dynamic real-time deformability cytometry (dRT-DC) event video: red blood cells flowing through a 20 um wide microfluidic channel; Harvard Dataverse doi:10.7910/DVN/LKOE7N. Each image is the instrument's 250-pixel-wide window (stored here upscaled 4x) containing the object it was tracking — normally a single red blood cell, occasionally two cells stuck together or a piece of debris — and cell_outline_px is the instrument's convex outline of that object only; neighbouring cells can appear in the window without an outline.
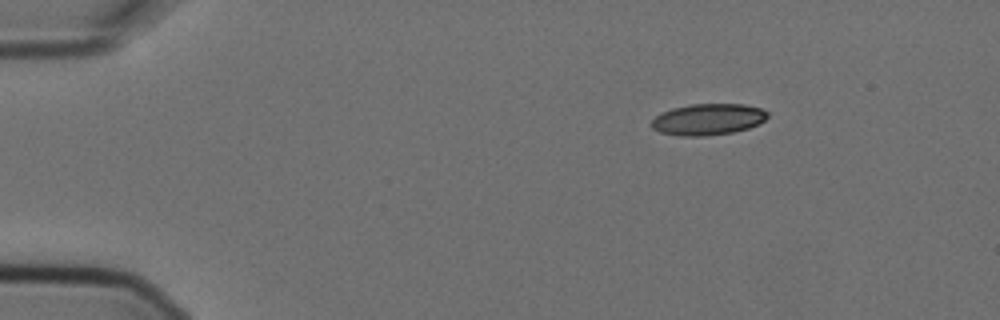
{"species": "Egyptian fruit bat (a non-hibernating species)", "species_latin": "Rousettus aegyptiacus", "temperature_condition": "cold", "stored_images_in_passage": 3, "camera_frame_rate_fps": 3000, "um_per_image_px": 0.085, "animal": {"sex": "female"}, "frame": {"image": 1, "passage_image": 1, "time_ms": 0.0, "image_size_px": [1000, 320], "cell_outline_px": [[768, 116], [760, 124], [748, 128], [732, 132], [704, 136], [680, 136], [660, 132], [652, 128], [648, 124], [656, 116], [672, 108], [688, 104], [744, 104], [760, 108], [768, 112]], "centroid_in_image_um": [60.17, 10.14], "position_along_channel_um": 24.8, "area_um2": 21.27}}